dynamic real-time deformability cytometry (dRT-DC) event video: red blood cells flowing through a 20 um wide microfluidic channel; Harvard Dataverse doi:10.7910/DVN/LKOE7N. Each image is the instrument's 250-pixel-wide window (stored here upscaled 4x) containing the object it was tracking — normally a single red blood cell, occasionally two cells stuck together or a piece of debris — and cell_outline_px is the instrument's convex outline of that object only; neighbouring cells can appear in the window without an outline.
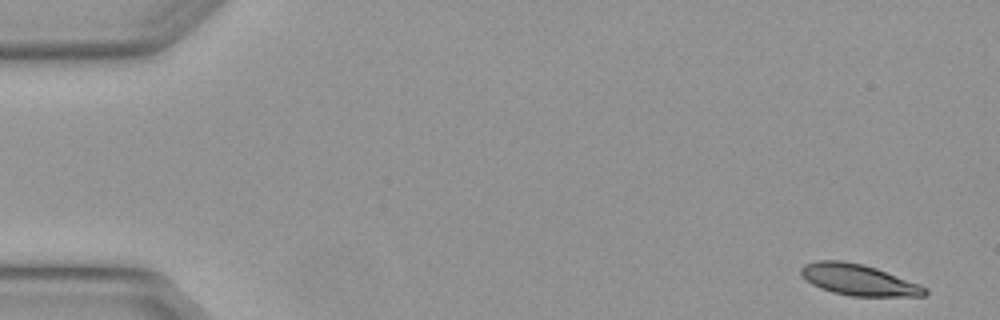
{"species": "Egyptian fruit bat (a non-hibernating species)", "species_latin": "Rousettus aegyptiacus", "temperature_condition": "warm", "stored_images_in_passage": 6, "camera_frame_rate_fps": 3000, "um_per_image_px": 0.085, "animal": {"sex": "female"}, "frame": {"image": 1, "passage_image": 1, "time_ms": 0.0, "image_size_px": [1000, 320], "cell_outline_px": [[928, 292], [924, 296], [852, 296], [832, 292], [820, 288], [812, 284], [800, 276], [800, 268], [804, 264], [820, 260], [840, 260], [864, 264], [876, 268], [920, 284], [928, 288]], "centroid_in_image_um": [72.96, 23.78], "position_along_channel_um": 12.0, "area_um2": 22.6}}
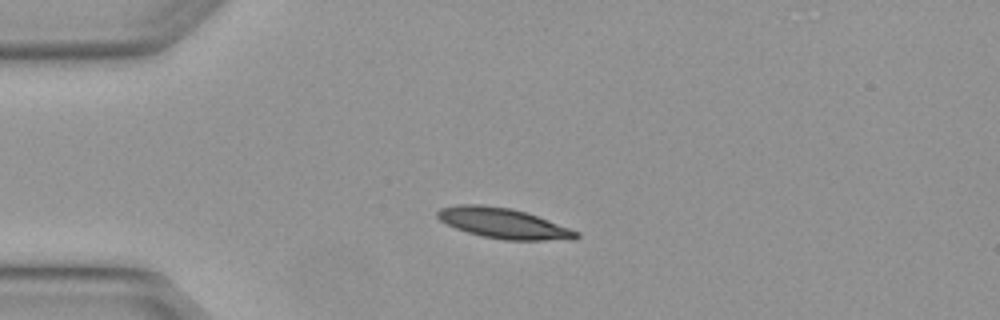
{"frame": {"image": 2, "passage_image": 3, "time_ms": 0.667, "image_size_px": [1000, 320], "cell_outline_px": [[580, 236], [576, 240], [504, 240], [484, 236], [468, 232], [456, 228], [440, 220], [436, 216], [436, 212], [440, 208], [460, 204], [480, 204], [512, 208], [548, 220], [580, 232]], "centroid_in_image_um": [42.81, 18.98], "position_along_channel_um": 42.2, "area_um2": 24.45}}
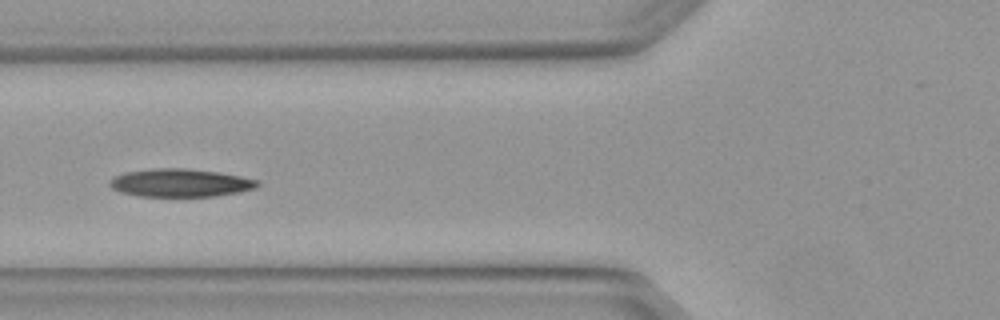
{"frame": {"image": 3, "passage_image": 5, "time_ms": 1.333, "image_size_px": [1000, 320], "cell_outline_px": [[260, 184], [256, 188], [216, 196], [140, 196], [120, 192], [112, 188], [108, 184], [108, 180], [112, 176], [124, 172], [152, 168], [188, 168], [220, 172], [260, 180]], "centroid_in_image_um": [15.29, 15.53], "position_along_channel_um": 110.5, "area_um2": 24.39}}